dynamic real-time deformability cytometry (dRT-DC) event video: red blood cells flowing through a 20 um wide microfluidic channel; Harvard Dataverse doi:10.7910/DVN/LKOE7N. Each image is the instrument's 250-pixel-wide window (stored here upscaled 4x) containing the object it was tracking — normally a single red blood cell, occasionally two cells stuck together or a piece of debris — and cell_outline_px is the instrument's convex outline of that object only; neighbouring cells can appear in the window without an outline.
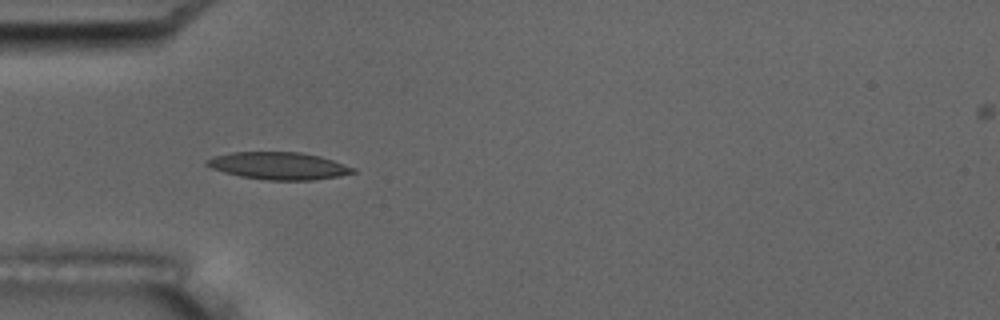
{"species": "common noctule bat (a hibernating species)", "species_latin": "Nyctalus noctula", "temperature_condition": "room temperature", "stored_images_in_passage": 2, "camera_frame_rate_fps": 3000, "um_per_image_px": 0.085, "animal": {"sex": "male", "body_mass_g": 17.5, "forearm_length_mm": 52.3}, "frame": {"image": 1, "passage_image": 2, "time_ms": 3.0, "image_size_px": [1000, 320], "cell_outline_px": [[356, 172], [340, 176], [312, 180], [268, 180], [240, 176], [224, 172], [212, 168], [204, 164], [204, 160], [212, 156], [232, 152], [300, 152], [320, 156], [356, 168]], "centroid_in_image_um": [23.67, 14.09], "position_along_channel_um": 61.3, "area_um2": 23.35}}